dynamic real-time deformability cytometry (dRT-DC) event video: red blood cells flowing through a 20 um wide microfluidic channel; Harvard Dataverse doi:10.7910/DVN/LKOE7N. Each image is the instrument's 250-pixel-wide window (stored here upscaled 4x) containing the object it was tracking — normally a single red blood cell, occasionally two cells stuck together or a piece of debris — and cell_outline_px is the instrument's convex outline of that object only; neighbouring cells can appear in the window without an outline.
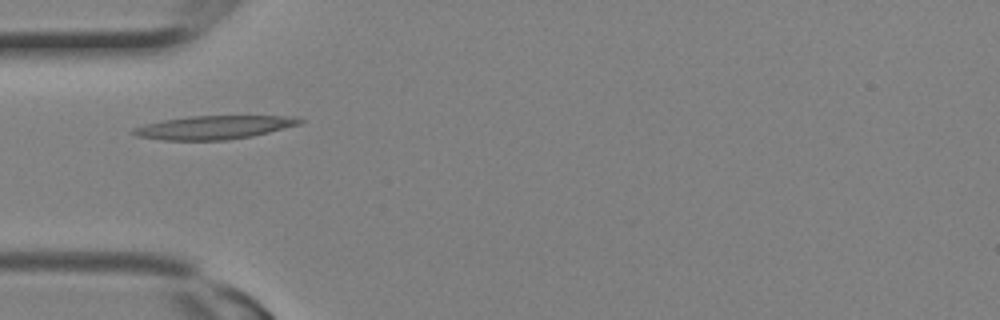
{"species": "Egyptian fruit bat (a non-hibernating species)", "species_latin": "Rousettus aegyptiacus", "temperature_condition": "room temperature", "stored_images_in_passage": 3, "camera_frame_rate_fps": 3000, "um_per_image_px": 0.085, "animal": {"sex": "female"}, "frame": {"image": 1, "passage_image": 3, "time_ms": 0.667, "image_size_px": [1000, 320], "cell_outline_px": [[304, 120], [300, 124], [252, 136], [228, 140], [160, 140], [136, 136], [132, 132], [132, 128], [144, 124], [164, 120], [188, 116], [296, 116]], "centroid_in_image_um": [18.16, 10.83], "position_along_channel_um": 66.8, "area_um2": 22.77}}